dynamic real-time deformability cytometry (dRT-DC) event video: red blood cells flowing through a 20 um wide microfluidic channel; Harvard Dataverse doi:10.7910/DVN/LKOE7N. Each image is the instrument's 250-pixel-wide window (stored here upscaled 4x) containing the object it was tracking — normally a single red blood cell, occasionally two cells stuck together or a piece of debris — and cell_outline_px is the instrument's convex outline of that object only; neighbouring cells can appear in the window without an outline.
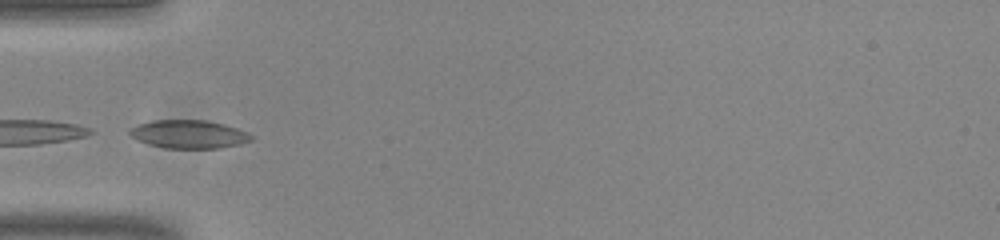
{"species": "common noctule bat (a hibernating species)", "species_latin": "Nyctalus noctula", "temperature_condition": "room temperature", "stored_images_in_passage": 8, "camera_frame_rate_fps": 3000, "um_per_image_px": 0.085, "animal": {"sex": "male", "body_mass_g": 20.0, "forearm_length_mm": 53.3}, "frame": {"image": 1, "passage_image": 1, "time_ms": 0.0, "image_size_px": [1000, 240], "cell_outline_px": [[252, 140], [240, 144], [220, 148], [164, 148], [148, 144], [136, 140], [128, 132], [132, 128], [140, 124], [152, 120], [208, 120], [224, 124], [248, 132], [252, 136]], "centroid_in_image_um": [16.06, 11.41], "position_along_channel_um": 68.9, "area_um2": 20.0}}